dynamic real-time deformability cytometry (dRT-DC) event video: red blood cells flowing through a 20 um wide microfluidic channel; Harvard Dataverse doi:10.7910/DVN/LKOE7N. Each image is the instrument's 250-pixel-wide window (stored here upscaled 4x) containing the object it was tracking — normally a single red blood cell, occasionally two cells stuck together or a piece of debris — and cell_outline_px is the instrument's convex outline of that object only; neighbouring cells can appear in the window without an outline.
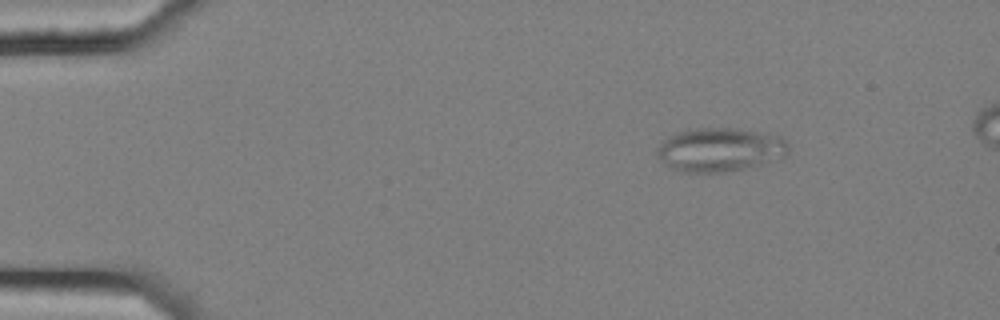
{"species": "common noctule bat (a hibernating species)", "species_latin": "Nyctalus noctula", "temperature_condition": "cold", "stored_images_in_passage": 2, "camera_frame_rate_fps": 3000, "um_per_image_px": 0.085, "animal": {"sex": "female", "body_mass_g": 25.1}, "frame": {"image": 1, "passage_image": 2, "time_ms": 0.333, "image_size_px": [1000, 320], "cell_outline_px": [[788, 152], [784, 156], [760, 164], [744, 168], [720, 172], [676, 172], [664, 164], [656, 152], [656, 148], [664, 140], [680, 132], [696, 128], [736, 128], [784, 136], [788, 140]], "centroid_in_image_um": [61.2, 12.72], "position_along_channel_um": 23.8, "area_um2": 33.41}}